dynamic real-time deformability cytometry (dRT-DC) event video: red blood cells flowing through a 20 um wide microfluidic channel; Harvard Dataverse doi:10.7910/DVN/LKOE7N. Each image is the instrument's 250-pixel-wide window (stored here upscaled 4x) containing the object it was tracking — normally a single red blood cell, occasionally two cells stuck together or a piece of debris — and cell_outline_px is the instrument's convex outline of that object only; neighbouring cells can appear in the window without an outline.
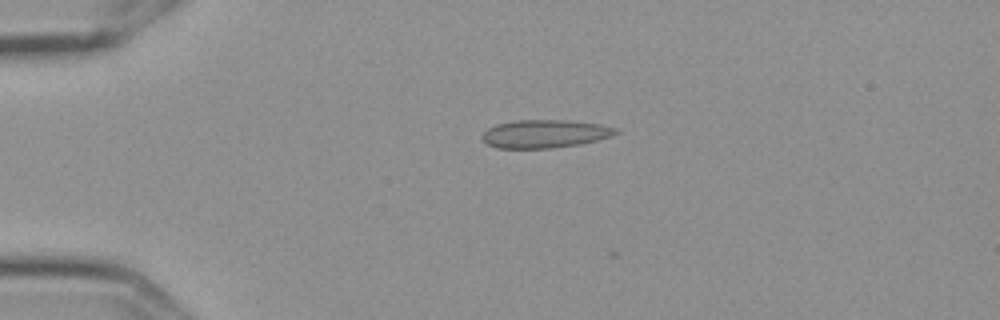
{"species": "Egyptian fruit bat (a non-hibernating species)", "species_latin": "Rousettus aegyptiacus", "temperature_condition": "cold", "stored_images_in_passage": 5, "camera_frame_rate_fps": 3000, "um_per_image_px": 0.085, "frame": {"image": 1, "passage_image": 2, "time_ms": 0.333, "image_size_px": [1000, 320], "cell_outline_px": [[620, 132], [612, 136], [580, 144], [552, 148], [496, 148], [488, 144], [480, 136], [488, 128], [496, 124], [512, 120], [568, 120], [600, 124], [616, 128]], "centroid_in_image_um": [46.3, 11.36], "position_along_channel_um": 38.7, "area_um2": 21.96}}